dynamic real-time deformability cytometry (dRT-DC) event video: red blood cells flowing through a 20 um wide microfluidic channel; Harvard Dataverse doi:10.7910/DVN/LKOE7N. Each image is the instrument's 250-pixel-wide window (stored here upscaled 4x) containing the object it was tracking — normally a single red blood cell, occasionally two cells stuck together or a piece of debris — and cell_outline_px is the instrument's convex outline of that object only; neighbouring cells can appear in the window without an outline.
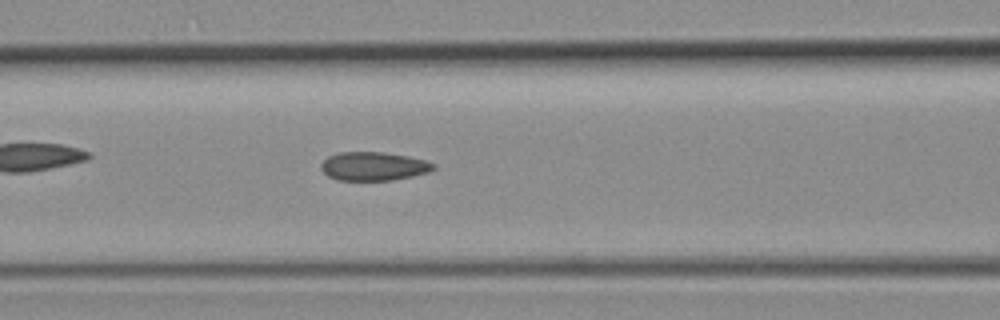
{"species": "common noctule bat (a hibernating species)", "species_latin": "Nyctalus noctula", "temperature_condition": "room temperature", "stored_images_in_passage": 37, "camera_frame_rate_fps": 3000, "um_per_image_px": 0.085, "animal": {"sex": "female", "body_mass_g": 19.3, "forearm_length_mm": 54.1}, "frame": {"image": 1, "passage_image": 18, "time_ms": 5.667, "image_size_px": [1000, 320], "cell_outline_px": [[436, 168], [428, 172], [412, 176], [392, 180], [336, 180], [328, 176], [320, 168], [320, 164], [328, 156], [340, 152], [380, 152], [408, 156], [424, 160], [436, 164]], "centroid_in_image_um": [31.74, 14.13], "position_along_channel_um": 134.9, "area_um2": 18.73}}
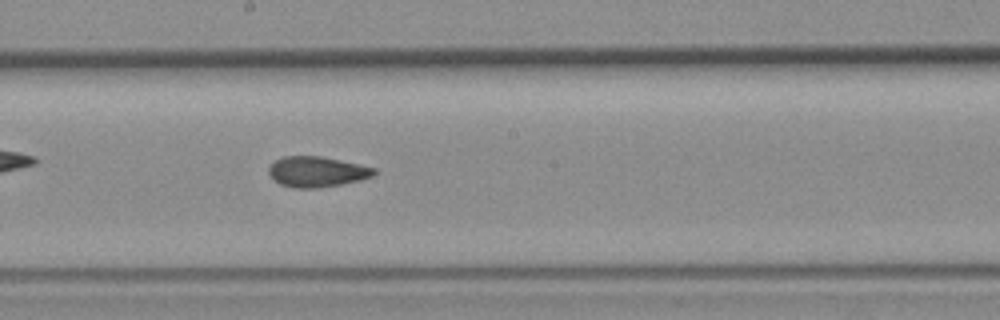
{"frame": {"image": 2, "passage_image": 24, "time_ms": 7.667, "image_size_px": [1000, 320], "cell_outline_px": [[376, 176], [360, 180], [340, 184], [316, 188], [292, 188], [280, 184], [272, 180], [268, 172], [268, 168], [276, 160], [284, 156], [320, 156], [360, 164], [376, 168]], "centroid_in_image_um": [26.94, 14.6], "position_along_channel_um": 221.3, "area_um2": 18.84}}
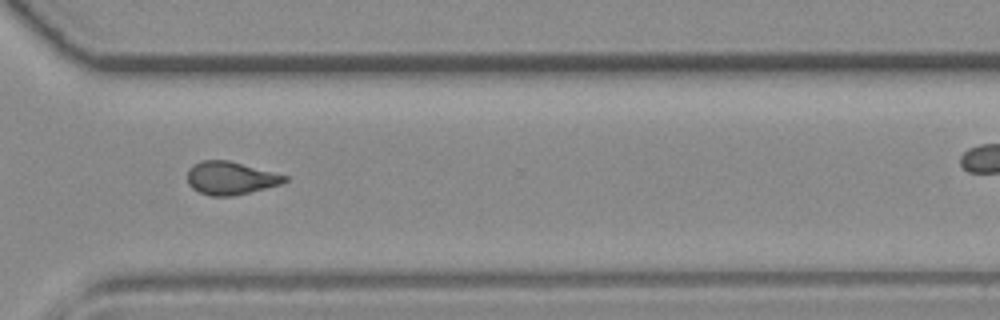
{"frame": {"image": 3, "passage_image": 33, "time_ms": 10.667, "image_size_px": [1000, 320], "cell_outline_px": [[288, 180], [280, 184], [232, 196], [212, 196], [200, 192], [192, 188], [188, 184], [188, 168], [192, 164], [200, 160], [228, 160], [288, 176]], "centroid_in_image_um": [19.55, 15.12], "position_along_channel_um": 351.0, "area_um2": 18.55}}